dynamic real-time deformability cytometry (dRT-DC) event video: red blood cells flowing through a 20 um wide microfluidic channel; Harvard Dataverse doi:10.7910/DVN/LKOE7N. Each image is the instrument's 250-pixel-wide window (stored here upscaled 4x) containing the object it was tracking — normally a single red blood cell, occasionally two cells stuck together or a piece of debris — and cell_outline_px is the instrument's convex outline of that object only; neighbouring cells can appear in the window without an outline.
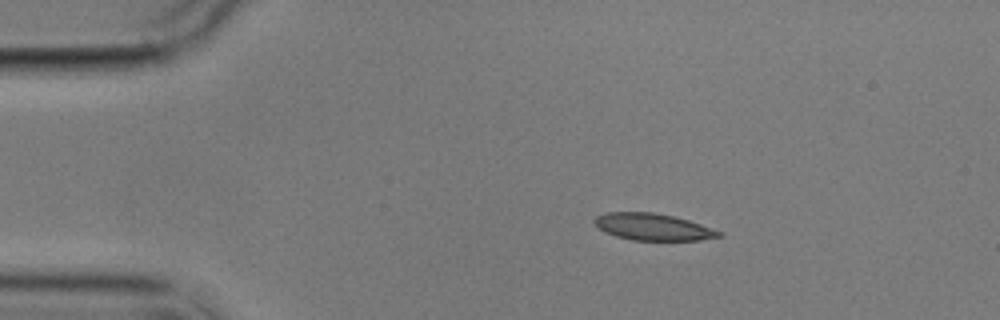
{"species": "common noctule bat (a hibernating species)", "species_latin": "Nyctalus noctula", "temperature_condition": "cold", "stored_images_in_passage": 5, "camera_frame_rate_fps": 3000, "um_per_image_px": 0.085, "animal": {"sex": "male", "body_mass_g": 17.9}, "frame": {"image": 1, "passage_image": 2, "time_ms": 1.0, "image_size_px": [1000, 320], "cell_outline_px": [[724, 236], [700, 240], [632, 240], [616, 236], [604, 232], [592, 220], [596, 216], [608, 212], [652, 212], [672, 216], [688, 220], [724, 232]], "centroid_in_image_um": [55.52, 19.29], "position_along_channel_um": 29.5, "area_um2": 19.42}}
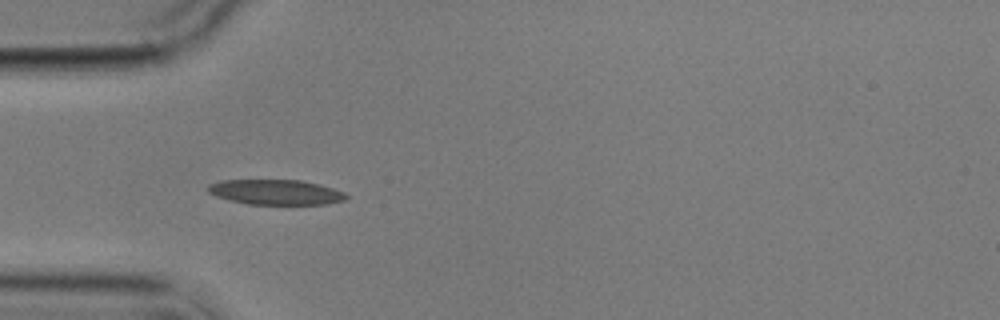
{"frame": {"image": 2, "passage_image": 4, "time_ms": 3.333, "image_size_px": [1000, 320], "cell_outline_px": [[348, 196], [344, 200], [324, 204], [248, 204], [216, 196], [208, 192], [208, 184], [220, 180], [300, 180], [320, 184], [344, 192]], "centroid_in_image_um": [23.43, 16.32], "position_along_channel_um": 61.6, "area_um2": 20.06}}
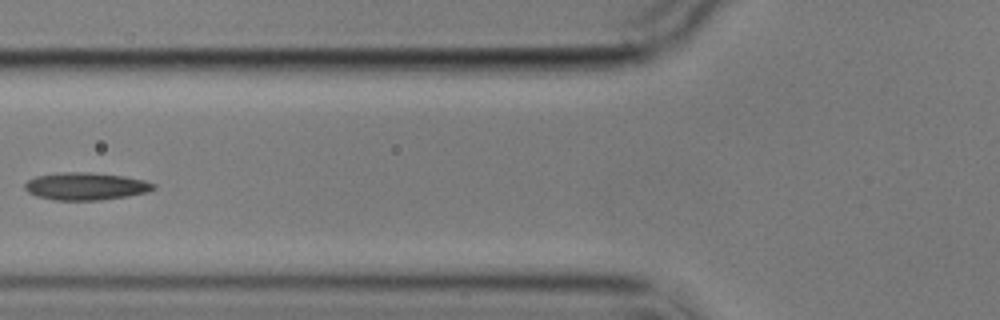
{"frame": {"image": 3, "passage_image": 5, "time_ms": 5.0, "image_size_px": [1000, 320], "cell_outline_px": [[156, 188], [148, 192], [128, 196], [100, 200], [56, 200], [36, 196], [28, 192], [24, 188], [24, 184], [28, 180], [36, 176], [60, 172], [92, 172], [124, 176], [144, 180], [156, 184]], "centroid_in_image_um": [7.3, 15.83], "position_along_channel_um": 118.5, "area_um2": 20.75}}